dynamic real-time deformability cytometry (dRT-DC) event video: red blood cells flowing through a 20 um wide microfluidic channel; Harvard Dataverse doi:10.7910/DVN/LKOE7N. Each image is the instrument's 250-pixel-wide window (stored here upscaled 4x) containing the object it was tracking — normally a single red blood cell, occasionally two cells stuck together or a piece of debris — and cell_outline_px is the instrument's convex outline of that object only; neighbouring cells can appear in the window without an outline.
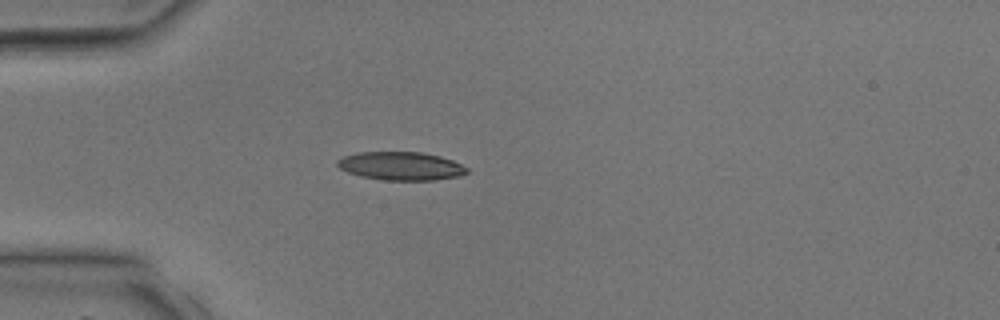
{"species": "common noctule bat (a hibernating species)", "species_latin": "Nyctalus noctula", "temperature_condition": "room temperature", "stored_images_in_passage": 2, "camera_frame_rate_fps": 3000, "um_per_image_px": 0.085, "animal": {"sex": "male", "body_mass_g": 17.9, "forearm_length_mm": 54.2}, "frame": {"image": 1, "passage_image": 2, "time_ms": 2.0, "image_size_px": [1000, 320], "cell_outline_px": [[468, 172], [460, 176], [436, 180], [384, 180], [360, 176], [348, 172], [340, 168], [336, 164], [336, 160], [344, 156], [360, 152], [420, 152], [440, 156], [452, 160], [468, 168]], "centroid_in_image_um": [34.08, 14.11], "position_along_channel_um": 50.9, "area_um2": 21.39}}